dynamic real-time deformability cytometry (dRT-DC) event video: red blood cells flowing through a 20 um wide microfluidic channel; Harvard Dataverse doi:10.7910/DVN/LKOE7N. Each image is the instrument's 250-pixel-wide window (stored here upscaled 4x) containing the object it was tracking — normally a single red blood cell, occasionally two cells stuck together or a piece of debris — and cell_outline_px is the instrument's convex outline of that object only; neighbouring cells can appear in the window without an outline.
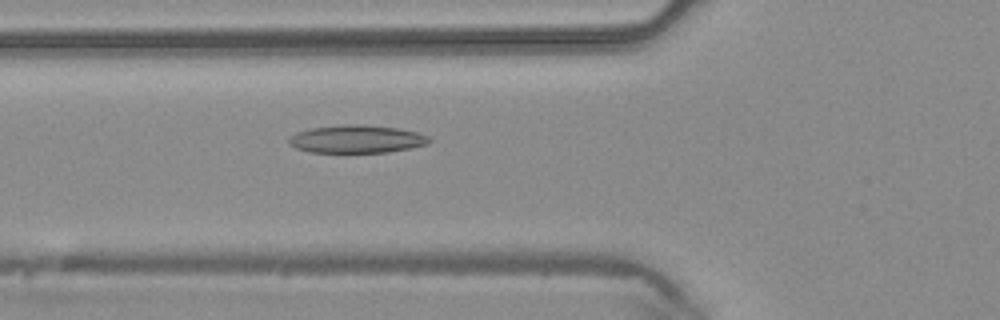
{"species": "common noctule bat (a hibernating species)", "species_latin": "Nyctalus noctula", "temperature_condition": "warm", "stored_images_in_passage": 41, "camera_frame_rate_fps": 3000, "um_per_image_px": 0.085, "animal": {"sex": "male", "body_mass_g": 20.4}, "frame": {"image": 1, "passage_image": 11, "time_ms": 3.333, "image_size_px": [1000, 320], "cell_outline_px": [[432, 140], [428, 144], [412, 148], [388, 152], [312, 152], [296, 148], [288, 140], [296, 132], [312, 128], [344, 124], [360, 124], [400, 128], [416, 132], [428, 136]], "centroid_in_image_um": [30.38, 11.81], "position_along_channel_um": 95.4, "area_um2": 22.72}}
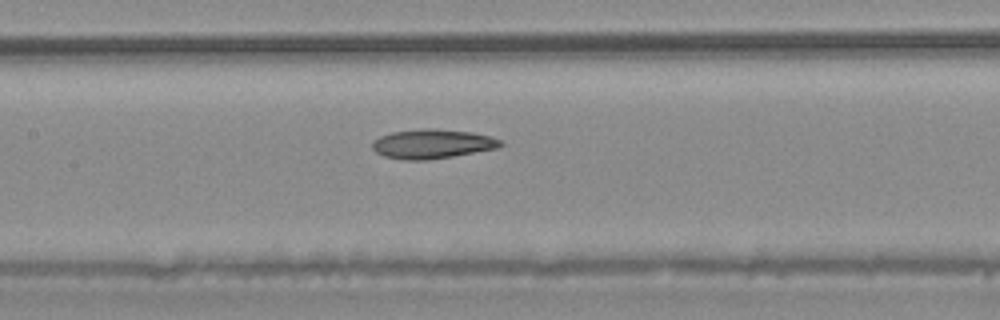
{"frame": {"image": 2, "passage_image": 16, "time_ms": 5.0, "image_size_px": [1000, 320], "cell_outline_px": [[504, 144], [496, 148], [452, 156], [428, 160], [404, 160], [384, 156], [376, 152], [372, 148], [372, 140], [380, 136], [392, 132], [420, 128], [436, 128], [472, 132], [492, 136], [500, 140]], "centroid_in_image_um": [36.72, 12.22], "position_along_channel_um": 170.7, "area_um2": 22.02}}
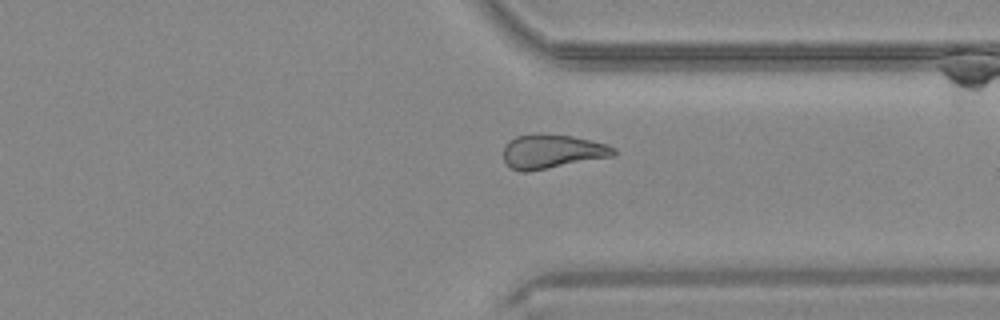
{"frame": {"image": 3, "passage_image": 29, "time_ms": 9.333, "image_size_px": [1000, 320], "cell_outline_px": [[616, 156], [528, 172], [520, 172], [512, 168], [504, 160], [504, 144], [508, 140], [516, 136], [536, 132], [572, 136], [608, 144], [616, 148]], "centroid_in_image_um": [46.94, 12.86], "position_along_channel_um": 364.5, "area_um2": 22.37}}